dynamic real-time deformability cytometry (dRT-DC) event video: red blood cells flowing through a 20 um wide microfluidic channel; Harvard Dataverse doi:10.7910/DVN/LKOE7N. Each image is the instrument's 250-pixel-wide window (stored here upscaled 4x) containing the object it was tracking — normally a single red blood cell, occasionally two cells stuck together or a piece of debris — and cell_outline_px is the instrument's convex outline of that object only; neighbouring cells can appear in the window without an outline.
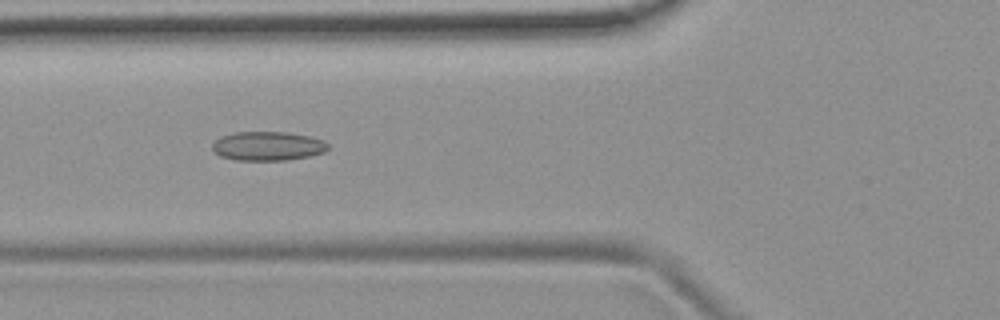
{"species": "common noctule bat (a hibernating species)", "species_latin": "Nyctalus noctula", "temperature_condition": "room temperature", "stored_images_in_passage": 53, "camera_frame_rate_fps": 3000, "um_per_image_px": 0.085, "animal": {"sex": "female", "body_mass_g": 19.9}, "frame": {"image": 1, "passage_image": 20, "time_ms": 6.333, "image_size_px": [1000, 320], "cell_outline_px": [[328, 148], [324, 152], [312, 156], [288, 160], [236, 160], [220, 156], [212, 152], [212, 144], [220, 136], [236, 132], [288, 132], [312, 136], [324, 140], [328, 144]], "centroid_in_image_um": [22.77, 12.41], "position_along_channel_um": 103.0, "area_um2": 19.88}}
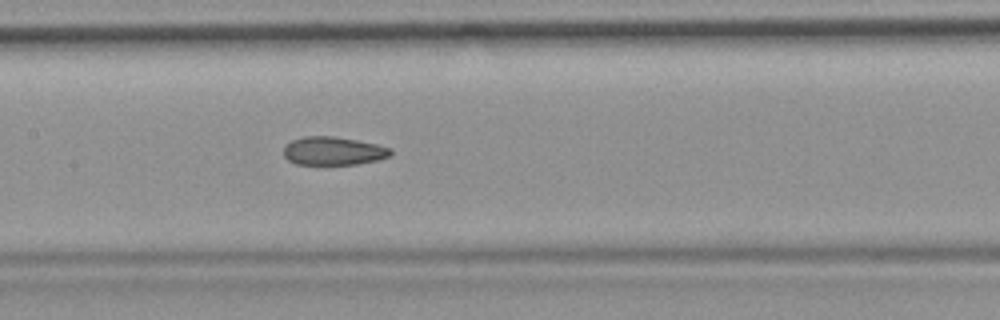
{"frame": {"image": 2, "passage_image": 26, "time_ms": 8.333, "image_size_px": [1000, 320], "cell_outline_px": [[392, 156], [376, 160], [356, 164], [296, 164], [288, 160], [284, 156], [284, 144], [292, 140], [304, 136], [332, 136], [356, 140], [376, 144], [392, 148]], "centroid_in_image_um": [28.32, 12.82], "position_along_channel_um": 179.1, "area_um2": 17.69}}
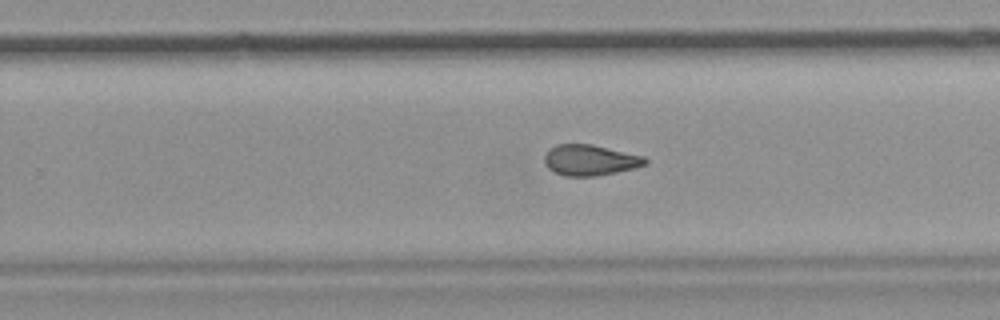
{"frame": {"image": 3, "passage_image": 34, "time_ms": 11.0, "image_size_px": [1000, 320], "cell_outline_px": [[648, 164], [636, 168], [596, 176], [564, 176], [548, 168], [544, 164], [544, 156], [548, 148], [556, 144], [592, 144], [644, 156], [648, 160]], "centroid_in_image_um": [50.15, 13.6], "position_along_channel_um": 279.6, "area_um2": 18.26}, "authors_computed_cell_mechanics": {"area_um2": 18.9006, "velocity_mm_per_s": 3.7962, "shape_relaxation_time_tau1_ms": null, "shape_relaxation_time_tau2_ms": 3.3213, "deformation_change_tau1": null, "deformation_change_tau2": 0.1096}}